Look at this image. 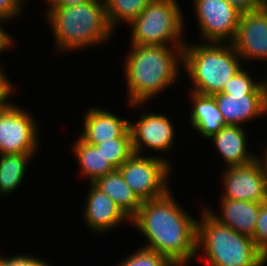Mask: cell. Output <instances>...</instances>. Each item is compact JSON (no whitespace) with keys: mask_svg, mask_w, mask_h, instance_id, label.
I'll return each instance as SVG.
<instances>
[{"mask_svg":"<svg viewBox=\"0 0 267 266\" xmlns=\"http://www.w3.org/2000/svg\"><path fill=\"white\" fill-rule=\"evenodd\" d=\"M94 146L116 169L134 153L129 128L119 138L104 141Z\"/></svg>","mask_w":267,"mask_h":266,"instance_id":"23","label":"cell"},{"mask_svg":"<svg viewBox=\"0 0 267 266\" xmlns=\"http://www.w3.org/2000/svg\"><path fill=\"white\" fill-rule=\"evenodd\" d=\"M0 264L2 266H52V264L42 257H36V255H24L17 253L16 255H1Z\"/></svg>","mask_w":267,"mask_h":266,"instance_id":"27","label":"cell"},{"mask_svg":"<svg viewBox=\"0 0 267 266\" xmlns=\"http://www.w3.org/2000/svg\"><path fill=\"white\" fill-rule=\"evenodd\" d=\"M179 0H152L128 26L129 45L185 46L183 11ZM180 4V5H179Z\"/></svg>","mask_w":267,"mask_h":266,"instance_id":"6","label":"cell"},{"mask_svg":"<svg viewBox=\"0 0 267 266\" xmlns=\"http://www.w3.org/2000/svg\"><path fill=\"white\" fill-rule=\"evenodd\" d=\"M231 44L244 65L257 60L263 61L262 63L265 61L267 67V5L241 13Z\"/></svg>","mask_w":267,"mask_h":266,"instance_id":"12","label":"cell"},{"mask_svg":"<svg viewBox=\"0 0 267 266\" xmlns=\"http://www.w3.org/2000/svg\"><path fill=\"white\" fill-rule=\"evenodd\" d=\"M172 191L142 201L130 224L147 239L141 246L155 250L175 266H189L196 257L197 220L175 200Z\"/></svg>","mask_w":267,"mask_h":266,"instance_id":"1","label":"cell"},{"mask_svg":"<svg viewBox=\"0 0 267 266\" xmlns=\"http://www.w3.org/2000/svg\"><path fill=\"white\" fill-rule=\"evenodd\" d=\"M33 115L10 100L0 107V155L40 152V128Z\"/></svg>","mask_w":267,"mask_h":266,"instance_id":"8","label":"cell"},{"mask_svg":"<svg viewBox=\"0 0 267 266\" xmlns=\"http://www.w3.org/2000/svg\"><path fill=\"white\" fill-rule=\"evenodd\" d=\"M132 252L115 266H175L165 256L143 246Z\"/></svg>","mask_w":267,"mask_h":266,"instance_id":"25","label":"cell"},{"mask_svg":"<svg viewBox=\"0 0 267 266\" xmlns=\"http://www.w3.org/2000/svg\"><path fill=\"white\" fill-rule=\"evenodd\" d=\"M244 66L238 70L233 77L225 84L222 92L224 94H262L261 90V81L258 79L254 80L253 75L254 73H248L245 70Z\"/></svg>","mask_w":267,"mask_h":266,"instance_id":"24","label":"cell"},{"mask_svg":"<svg viewBox=\"0 0 267 266\" xmlns=\"http://www.w3.org/2000/svg\"><path fill=\"white\" fill-rule=\"evenodd\" d=\"M90 185V186H89ZM85 201H83L82 215L86 227L96 233L106 235L122 223H131V220L122 212L108 195L89 183Z\"/></svg>","mask_w":267,"mask_h":266,"instance_id":"13","label":"cell"},{"mask_svg":"<svg viewBox=\"0 0 267 266\" xmlns=\"http://www.w3.org/2000/svg\"><path fill=\"white\" fill-rule=\"evenodd\" d=\"M26 3V0H0V21L9 24L10 21L20 17Z\"/></svg>","mask_w":267,"mask_h":266,"instance_id":"28","label":"cell"},{"mask_svg":"<svg viewBox=\"0 0 267 266\" xmlns=\"http://www.w3.org/2000/svg\"><path fill=\"white\" fill-rule=\"evenodd\" d=\"M202 43V44H201ZM244 64L231 43L195 44L183 47V67L191 86L188 91L202 95L222 92L225 84Z\"/></svg>","mask_w":267,"mask_h":266,"instance_id":"5","label":"cell"},{"mask_svg":"<svg viewBox=\"0 0 267 266\" xmlns=\"http://www.w3.org/2000/svg\"><path fill=\"white\" fill-rule=\"evenodd\" d=\"M57 52L74 53L110 43L114 31L106 17L104 0L74 6L48 7L45 12ZM57 46V47H56Z\"/></svg>","mask_w":267,"mask_h":266,"instance_id":"3","label":"cell"},{"mask_svg":"<svg viewBox=\"0 0 267 266\" xmlns=\"http://www.w3.org/2000/svg\"><path fill=\"white\" fill-rule=\"evenodd\" d=\"M220 198L262 203L267 200V159L264 154L245 165L224 167Z\"/></svg>","mask_w":267,"mask_h":266,"instance_id":"9","label":"cell"},{"mask_svg":"<svg viewBox=\"0 0 267 266\" xmlns=\"http://www.w3.org/2000/svg\"><path fill=\"white\" fill-rule=\"evenodd\" d=\"M5 25L6 23L0 21V53H4L3 51L7 52V50L10 51V49H13V45L16 43L13 38L14 36H12L7 29L5 30ZM0 66L4 65L0 63Z\"/></svg>","mask_w":267,"mask_h":266,"instance_id":"31","label":"cell"},{"mask_svg":"<svg viewBox=\"0 0 267 266\" xmlns=\"http://www.w3.org/2000/svg\"><path fill=\"white\" fill-rule=\"evenodd\" d=\"M93 184L113 199L116 205L130 220L138 213L142 201L125 183L121 173L117 169L98 178Z\"/></svg>","mask_w":267,"mask_h":266,"instance_id":"19","label":"cell"},{"mask_svg":"<svg viewBox=\"0 0 267 266\" xmlns=\"http://www.w3.org/2000/svg\"><path fill=\"white\" fill-rule=\"evenodd\" d=\"M151 1L152 0H104L106 17L110 28L115 31L118 27H122L123 24L129 25Z\"/></svg>","mask_w":267,"mask_h":266,"instance_id":"22","label":"cell"},{"mask_svg":"<svg viewBox=\"0 0 267 266\" xmlns=\"http://www.w3.org/2000/svg\"><path fill=\"white\" fill-rule=\"evenodd\" d=\"M49 7L74 6L90 0H44Z\"/></svg>","mask_w":267,"mask_h":266,"instance_id":"32","label":"cell"},{"mask_svg":"<svg viewBox=\"0 0 267 266\" xmlns=\"http://www.w3.org/2000/svg\"><path fill=\"white\" fill-rule=\"evenodd\" d=\"M220 212L205 205V210L218 222L240 234L254 237L261 203L219 198ZM220 213V214H219Z\"/></svg>","mask_w":267,"mask_h":266,"instance_id":"16","label":"cell"},{"mask_svg":"<svg viewBox=\"0 0 267 266\" xmlns=\"http://www.w3.org/2000/svg\"><path fill=\"white\" fill-rule=\"evenodd\" d=\"M247 129L244 126L225 125L216 134L211 136L212 145L225 167L245 165L256 160L259 155L250 152L247 145Z\"/></svg>","mask_w":267,"mask_h":266,"instance_id":"15","label":"cell"},{"mask_svg":"<svg viewBox=\"0 0 267 266\" xmlns=\"http://www.w3.org/2000/svg\"><path fill=\"white\" fill-rule=\"evenodd\" d=\"M38 153H19L0 155V197H6L19 189L25 176L29 162Z\"/></svg>","mask_w":267,"mask_h":266,"instance_id":"21","label":"cell"},{"mask_svg":"<svg viewBox=\"0 0 267 266\" xmlns=\"http://www.w3.org/2000/svg\"><path fill=\"white\" fill-rule=\"evenodd\" d=\"M82 118V131L78 137L92 146L119 138L129 128L130 121L96 104L89 107Z\"/></svg>","mask_w":267,"mask_h":266,"instance_id":"14","label":"cell"},{"mask_svg":"<svg viewBox=\"0 0 267 266\" xmlns=\"http://www.w3.org/2000/svg\"><path fill=\"white\" fill-rule=\"evenodd\" d=\"M227 1L241 12L261 9L267 5V0H227Z\"/></svg>","mask_w":267,"mask_h":266,"instance_id":"30","label":"cell"},{"mask_svg":"<svg viewBox=\"0 0 267 266\" xmlns=\"http://www.w3.org/2000/svg\"><path fill=\"white\" fill-rule=\"evenodd\" d=\"M188 92L191 102L190 107H192L189 113L191 127L204 140H209L211 136L226 125L223 116L212 95H202L187 90V94Z\"/></svg>","mask_w":267,"mask_h":266,"instance_id":"18","label":"cell"},{"mask_svg":"<svg viewBox=\"0 0 267 266\" xmlns=\"http://www.w3.org/2000/svg\"><path fill=\"white\" fill-rule=\"evenodd\" d=\"M4 69L5 68L3 66H0V106H3L5 103L11 100L17 91V85L13 84Z\"/></svg>","mask_w":267,"mask_h":266,"instance_id":"29","label":"cell"},{"mask_svg":"<svg viewBox=\"0 0 267 266\" xmlns=\"http://www.w3.org/2000/svg\"><path fill=\"white\" fill-rule=\"evenodd\" d=\"M124 58L127 104L138 110L161 92L167 91L183 73V47L129 45ZM126 76V77H125Z\"/></svg>","mask_w":267,"mask_h":266,"instance_id":"2","label":"cell"},{"mask_svg":"<svg viewBox=\"0 0 267 266\" xmlns=\"http://www.w3.org/2000/svg\"><path fill=\"white\" fill-rule=\"evenodd\" d=\"M265 147L263 149V151H260L262 154H264V156L266 157L267 159V145L266 144H263Z\"/></svg>","mask_w":267,"mask_h":266,"instance_id":"34","label":"cell"},{"mask_svg":"<svg viewBox=\"0 0 267 266\" xmlns=\"http://www.w3.org/2000/svg\"><path fill=\"white\" fill-rule=\"evenodd\" d=\"M133 153L117 170L141 201L163 196L170 190L173 168L162 155ZM173 167V168H172Z\"/></svg>","mask_w":267,"mask_h":266,"instance_id":"7","label":"cell"},{"mask_svg":"<svg viewBox=\"0 0 267 266\" xmlns=\"http://www.w3.org/2000/svg\"><path fill=\"white\" fill-rule=\"evenodd\" d=\"M266 75L263 77L261 81V90H262V111L263 116H267V67L265 68Z\"/></svg>","mask_w":267,"mask_h":266,"instance_id":"33","label":"cell"},{"mask_svg":"<svg viewBox=\"0 0 267 266\" xmlns=\"http://www.w3.org/2000/svg\"><path fill=\"white\" fill-rule=\"evenodd\" d=\"M200 213L201 218L197 220L196 256L203 260V266L267 264V257L257 248L252 237L221 224L205 208Z\"/></svg>","mask_w":267,"mask_h":266,"instance_id":"4","label":"cell"},{"mask_svg":"<svg viewBox=\"0 0 267 266\" xmlns=\"http://www.w3.org/2000/svg\"><path fill=\"white\" fill-rule=\"evenodd\" d=\"M72 144L79 176L86 178L87 184L94 183L98 178L116 170L95 146L85 143L79 137Z\"/></svg>","mask_w":267,"mask_h":266,"instance_id":"20","label":"cell"},{"mask_svg":"<svg viewBox=\"0 0 267 266\" xmlns=\"http://www.w3.org/2000/svg\"><path fill=\"white\" fill-rule=\"evenodd\" d=\"M147 111L140 113L139 119L135 122L134 120L129 121L133 152L138 155H148L145 153V149L147 152L153 150V153L160 151L165 153L162 158L172 165V160L168 155L166 156V153L169 154L175 147L174 140L177 135L174 124L167 115Z\"/></svg>","mask_w":267,"mask_h":266,"instance_id":"11","label":"cell"},{"mask_svg":"<svg viewBox=\"0 0 267 266\" xmlns=\"http://www.w3.org/2000/svg\"><path fill=\"white\" fill-rule=\"evenodd\" d=\"M192 3L204 43H231L234 40L241 11L227 0H193Z\"/></svg>","mask_w":267,"mask_h":266,"instance_id":"10","label":"cell"},{"mask_svg":"<svg viewBox=\"0 0 267 266\" xmlns=\"http://www.w3.org/2000/svg\"><path fill=\"white\" fill-rule=\"evenodd\" d=\"M253 240L257 248L267 257V200L261 203Z\"/></svg>","mask_w":267,"mask_h":266,"instance_id":"26","label":"cell"},{"mask_svg":"<svg viewBox=\"0 0 267 266\" xmlns=\"http://www.w3.org/2000/svg\"><path fill=\"white\" fill-rule=\"evenodd\" d=\"M215 98L226 125L244 126L262 118V94L216 93Z\"/></svg>","mask_w":267,"mask_h":266,"instance_id":"17","label":"cell"}]
</instances>
